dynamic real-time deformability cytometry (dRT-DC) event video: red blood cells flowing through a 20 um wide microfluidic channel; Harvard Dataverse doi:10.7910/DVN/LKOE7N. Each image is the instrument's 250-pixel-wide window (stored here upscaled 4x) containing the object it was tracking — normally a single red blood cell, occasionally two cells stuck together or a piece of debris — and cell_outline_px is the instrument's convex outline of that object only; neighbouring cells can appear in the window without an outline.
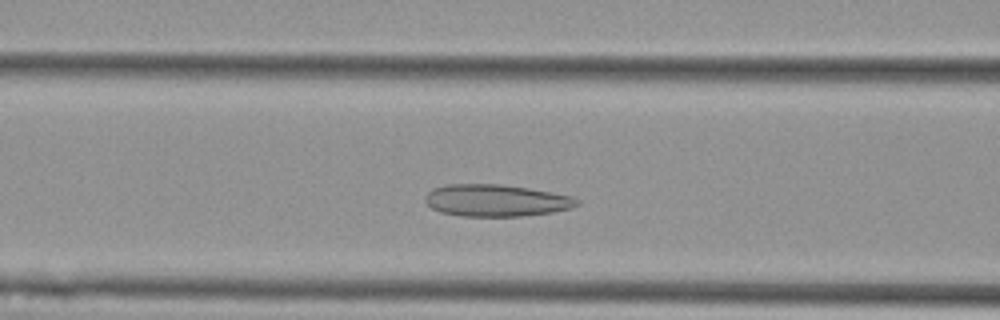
{"species": "Egyptian fruit bat (a non-hibernating species)", "species_latin": "Rousettus aegyptiacus", "temperature_condition": "cold", "stored_images_in_passage": 47, "camera_frame_rate_fps": 3000, "um_per_image_px": 0.085, "animal": {"sex": "female"}, "frame": {"image": 1, "passage_image": 14, "time_ms": 4.333, "image_size_px": [1000, 320], "cell_outline_px": [[580, 204], [572, 208], [552, 212], [524, 216], [460, 216], [440, 212], [432, 208], [424, 200], [424, 196], [432, 188], [448, 184], [500, 184], [528, 188], [572, 196], [580, 200]], "centroid_in_image_um": [42.16, 17.04], "position_along_channel_um": 124.4, "area_um2": 28.44}}
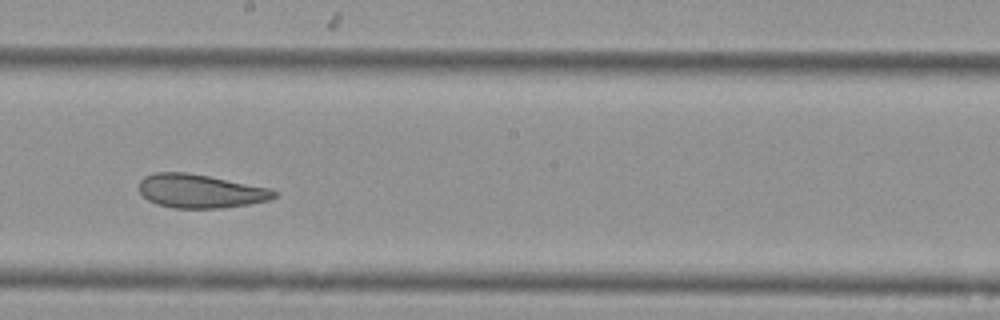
{"frame": {"image": 2, "passage_image": 23, "time_ms": 7.333, "image_size_px": [1000, 320], "cell_outline_px": [[276, 196], [268, 200], [248, 204], [220, 208], [172, 208], [156, 204], [148, 200], [140, 192], [140, 180], [144, 176], [156, 172], [184, 172], [208, 176], [268, 188], [276, 192]], "centroid_in_image_um": [16.98, 16.25], "position_along_channel_um": 231.2, "area_um2": 26.18}}
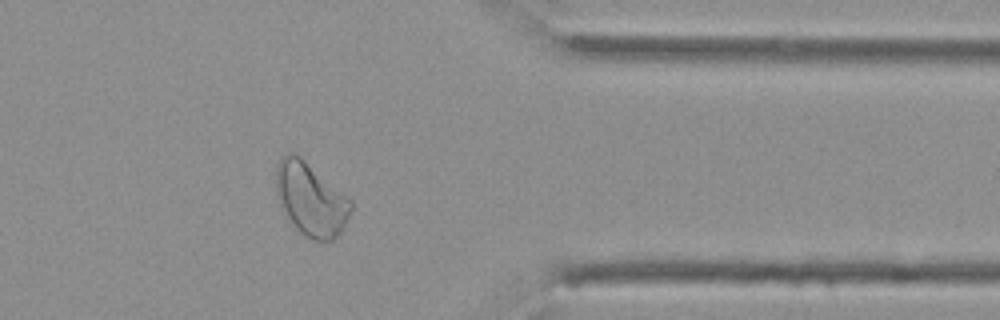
{"frame": {"image": 3, "passage_image": 37, "time_ms": 12.0, "image_size_px": [1000, 320], "cell_outline_px": [[352, 208], [340, 232], [332, 240], [312, 240], [304, 236], [296, 228], [280, 204], [276, 196], [276, 164], [284, 152], [292, 152], [300, 156], [352, 200]], "centroid_in_image_um": [26.39, 16.9], "position_along_channel_um": 385.0, "area_um2": 31.62}, "authors_computed_cell_mechanics": {"area_um2": 29.9404, "velocity_mm_per_s": 3.5753, "shape_relaxation_time_tau1_ms": null, "shape_relaxation_time_tau2_ms": 2.5586, "deformation_change_tau1": null, "deformation_change_tau2": 0.0926}}